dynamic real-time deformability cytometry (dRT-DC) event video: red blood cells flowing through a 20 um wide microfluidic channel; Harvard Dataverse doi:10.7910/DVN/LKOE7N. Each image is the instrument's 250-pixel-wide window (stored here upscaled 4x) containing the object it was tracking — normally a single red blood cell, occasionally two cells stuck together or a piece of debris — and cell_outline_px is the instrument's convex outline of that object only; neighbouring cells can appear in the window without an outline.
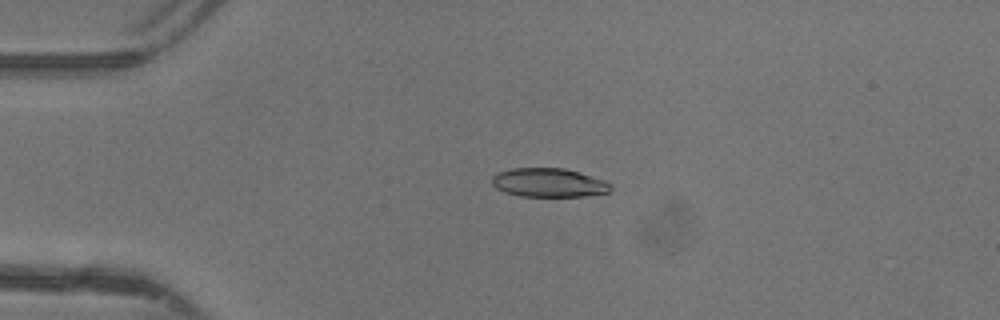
{"species": "common noctule bat (a hibernating species)", "species_latin": "Nyctalus noctula", "temperature_condition": "warm", "stored_images_in_passage": 37, "camera_frame_rate_fps": 3000, "um_per_image_px": 0.085, "animal": {"sex": "female"}, "frame": {"image": 1, "passage_image": 1, "time_ms": 0.0, "image_size_px": [1000, 320], "cell_outline_px": [[612, 188], [608, 192], [584, 196], [520, 196], [504, 192], [496, 188], [492, 184], [492, 176], [500, 172], [512, 168], [564, 168], [604, 180], [612, 184]], "centroid_in_image_um": [46.63, 15.53], "position_along_channel_um": 38.4, "area_um2": 19.83}}
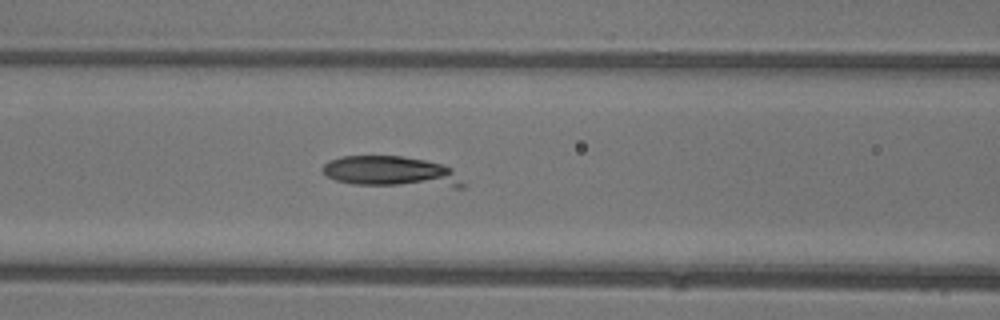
{"frame": {"image": 2, "passage_image": 10, "time_ms": 3.0, "image_size_px": [1000, 320], "cell_outline_px": [[464, 188], [452, 188], [352, 184], [336, 180], [328, 176], [320, 168], [328, 160], [340, 156], [400, 156], [424, 160], [440, 164], [452, 168], [464, 184]], "centroid_in_image_um": [33.27, 14.61], "position_along_channel_um": 133.3, "area_um2": 25.37}}
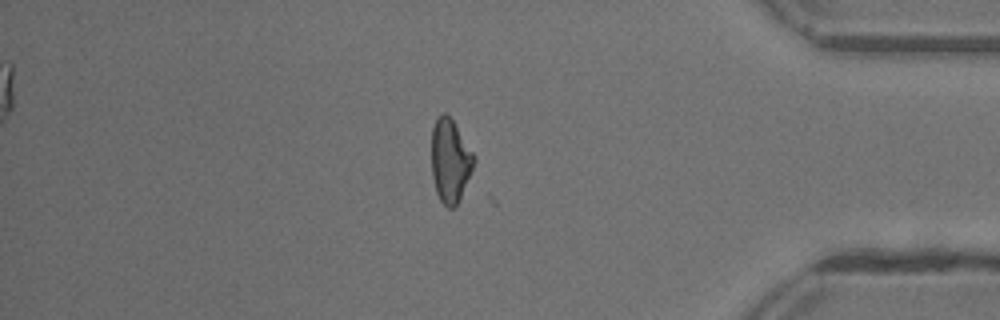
{"frame": {"image": 3, "passage_image": 30, "time_ms": 9.667, "image_size_px": [1000, 320], "cell_outline_px": [[476, 160], [456, 208], [448, 208], [440, 200], [436, 192], [432, 176], [432, 128], [436, 120], [444, 112], [452, 120], [472, 152]], "centroid_in_image_um": [38.25, 13.71], "position_along_channel_um": 396.9, "area_um2": 20.23}}